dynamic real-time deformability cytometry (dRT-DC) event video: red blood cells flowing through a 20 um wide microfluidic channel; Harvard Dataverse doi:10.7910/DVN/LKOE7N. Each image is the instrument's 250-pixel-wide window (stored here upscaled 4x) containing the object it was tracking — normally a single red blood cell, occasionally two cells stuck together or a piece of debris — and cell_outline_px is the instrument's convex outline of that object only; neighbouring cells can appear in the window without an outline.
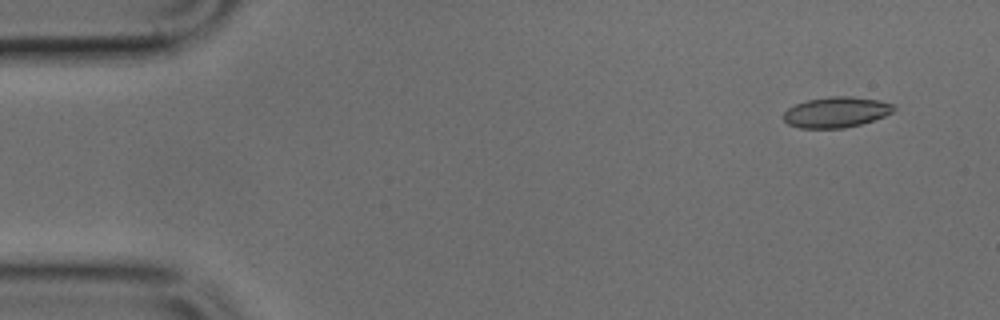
{"species": "common noctule bat (a hibernating species)", "species_latin": "Nyctalus noctula", "temperature_condition": "cold", "stored_images_in_passage": 4, "camera_frame_rate_fps": 3000, "um_per_image_px": 0.085, "animal": {"sex": "male", "body_mass_g": 17.9, "forearm_length_mm": 54.2}, "frame": {"image": 1, "passage_image": 1, "time_ms": 0.0, "image_size_px": [1000, 320], "cell_outline_px": [[896, 108], [892, 112], [884, 116], [860, 124], [844, 128], [800, 128], [788, 124], [784, 120], [784, 112], [788, 108], [796, 104], [808, 100], [832, 96], [852, 96], [880, 100], [892, 104]], "centroid_in_image_um": [71.08, 9.53], "position_along_channel_um": 13.9, "area_um2": 19.54}}
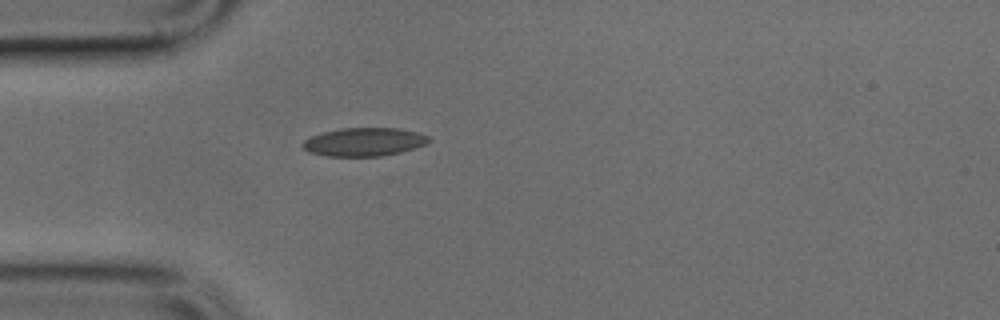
{"frame": {"image": 2, "passage_image": 4, "time_ms": 1.0, "image_size_px": [1000, 320], "cell_outline_px": [[432, 140], [424, 144], [400, 152], [380, 156], [324, 156], [308, 152], [300, 144], [304, 140], [312, 136], [324, 132], [340, 128], [396, 128], [416, 132], [428, 136]], "centroid_in_image_um": [30.9, 12.06], "position_along_channel_um": 54.1, "area_um2": 20.69}}